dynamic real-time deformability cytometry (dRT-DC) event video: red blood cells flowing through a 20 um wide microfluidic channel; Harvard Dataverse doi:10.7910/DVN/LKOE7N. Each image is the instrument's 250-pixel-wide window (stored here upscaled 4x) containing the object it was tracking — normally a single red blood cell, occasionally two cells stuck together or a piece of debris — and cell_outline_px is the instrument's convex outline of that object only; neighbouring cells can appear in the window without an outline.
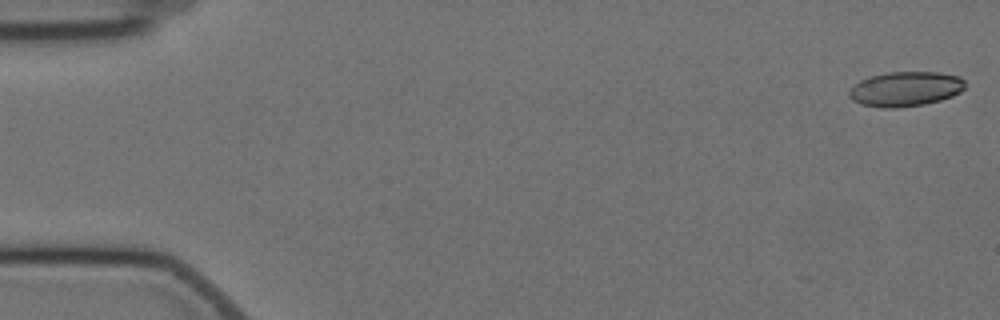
{"species": "Egyptian fruit bat (a non-hibernating species)", "species_latin": "Rousettus aegyptiacus", "temperature_condition": "cold", "stored_images_in_passage": 5, "camera_frame_rate_fps": 3000, "um_per_image_px": 0.085, "animal": {"sex": "female"}, "frame": {"image": 1, "passage_image": 1, "time_ms": 0.0, "image_size_px": [1000, 320], "cell_outline_px": [[964, 88], [960, 92], [952, 96], [940, 100], [924, 104], [892, 108], [884, 108], [860, 104], [852, 100], [848, 96], [848, 92], [860, 80], [872, 76], [888, 72], [940, 72], [960, 76], [964, 80]], "centroid_in_image_um": [76.97, 7.56], "position_along_channel_um": 8.0, "area_um2": 23.41}}
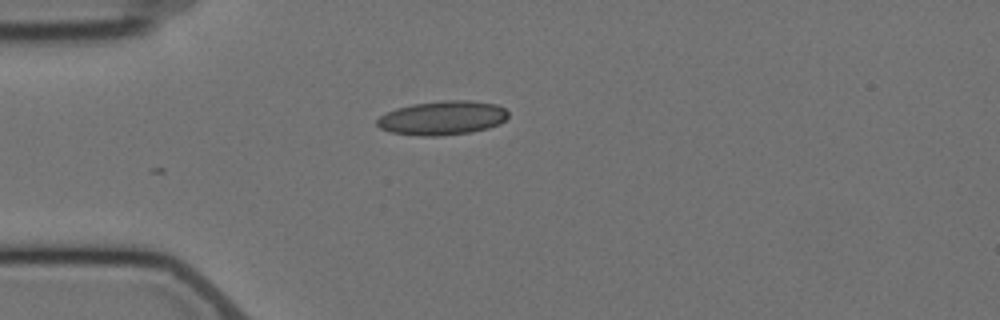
{"frame": {"image": 2, "passage_image": 5, "time_ms": 4.667, "image_size_px": [1000, 320], "cell_outline_px": [[508, 116], [500, 124], [488, 128], [472, 132], [440, 136], [420, 136], [392, 132], [380, 128], [376, 124], [376, 120], [380, 116], [396, 108], [412, 104], [444, 100], [472, 100], [496, 104], [504, 108], [508, 112]], "centroid_in_image_um": [37.62, 10.02], "position_along_channel_um": 47.4, "area_um2": 26.13}}